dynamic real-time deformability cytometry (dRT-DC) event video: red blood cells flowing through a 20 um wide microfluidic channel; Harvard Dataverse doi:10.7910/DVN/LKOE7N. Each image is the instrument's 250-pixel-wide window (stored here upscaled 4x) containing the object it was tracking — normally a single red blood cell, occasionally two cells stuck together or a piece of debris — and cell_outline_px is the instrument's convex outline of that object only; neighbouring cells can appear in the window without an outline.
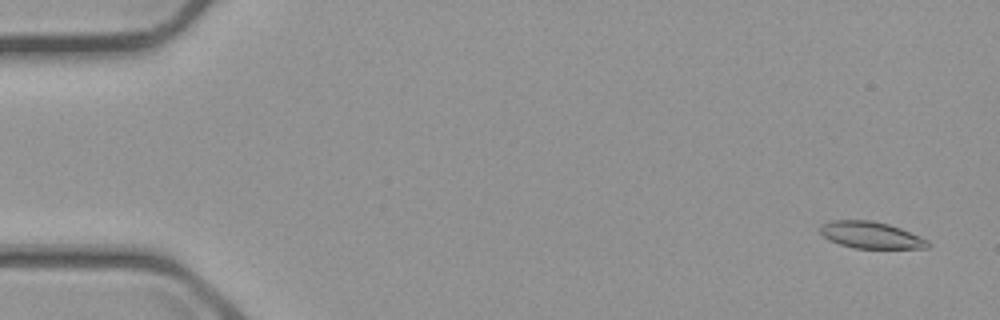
{"species": "common noctule bat (a hibernating species)", "species_latin": "Nyctalus noctula", "temperature_condition": "cold", "stored_images_in_passage": 56, "camera_frame_rate_fps": 3000, "um_per_image_px": 0.085, "animal": {"sex": "male", "body_mass_g": 23.1, "forearm_length_mm": 52.7}, "frame": {"image": 1, "passage_image": 3, "time_ms": 0.667, "image_size_px": [1000, 320], "cell_outline_px": [[932, 244], [928, 248], [856, 248], [840, 244], [828, 240], [820, 232], [820, 224], [832, 220], [872, 220], [888, 224], [900, 228], [920, 236], [928, 240]], "centroid_in_image_um": [74.03, 19.97], "position_along_channel_um": 11.0, "area_um2": 16.82}}
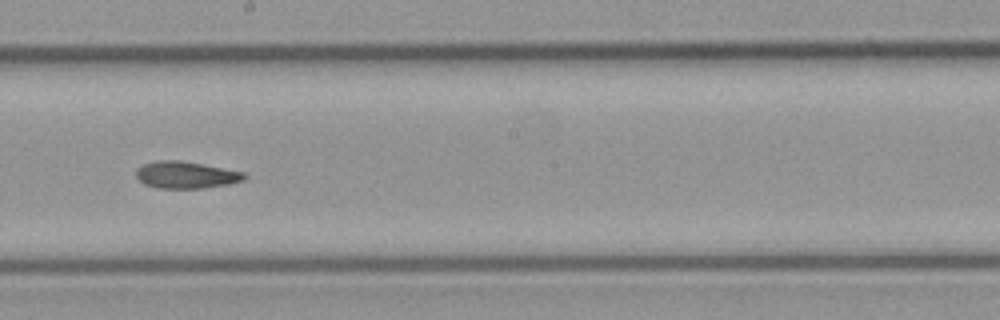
{"frame": {"image": 2, "passage_image": 32, "time_ms": 10.333, "image_size_px": [1000, 320], "cell_outline_px": [[248, 176], [244, 180], [228, 184], [204, 188], [160, 188], [144, 184], [136, 176], [136, 168], [144, 164], [156, 160], [180, 160], [244, 172]], "centroid_in_image_um": [15.8, 14.86], "position_along_channel_um": 232.4, "area_um2": 16.94}}
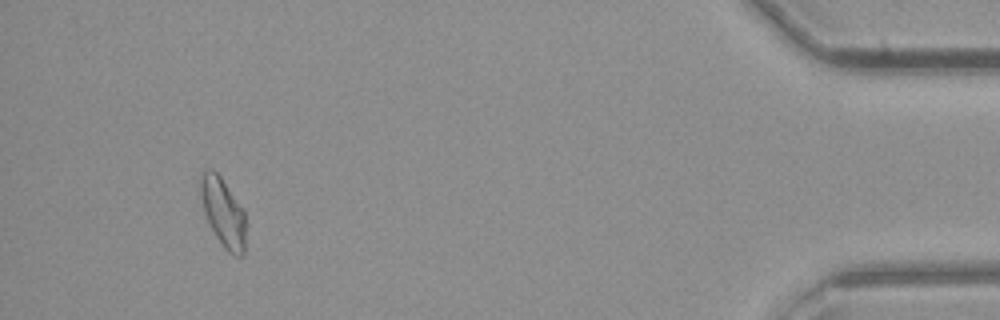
{"frame": {"image": 3, "passage_image": 53, "time_ms": 17.333, "image_size_px": [1000, 320], "cell_outline_px": [[244, 256], [232, 256], [224, 248], [216, 236], [204, 212], [200, 196], [200, 172], [208, 168], [212, 168], [220, 176], [244, 212]], "centroid_in_image_um": [18.93, 18.04], "position_along_channel_um": 416.3, "area_um2": 17.8}, "authors_computed_cell_mechanics": {"area_um2": 17.3689, "velocity_mm_per_s": 3.6659, "shape_relaxation_time_tau1_ms": null, "shape_relaxation_time_tau2_ms": 6.7511, "deformation_change_tau1": null, "deformation_change_tau2": 0.1364}}